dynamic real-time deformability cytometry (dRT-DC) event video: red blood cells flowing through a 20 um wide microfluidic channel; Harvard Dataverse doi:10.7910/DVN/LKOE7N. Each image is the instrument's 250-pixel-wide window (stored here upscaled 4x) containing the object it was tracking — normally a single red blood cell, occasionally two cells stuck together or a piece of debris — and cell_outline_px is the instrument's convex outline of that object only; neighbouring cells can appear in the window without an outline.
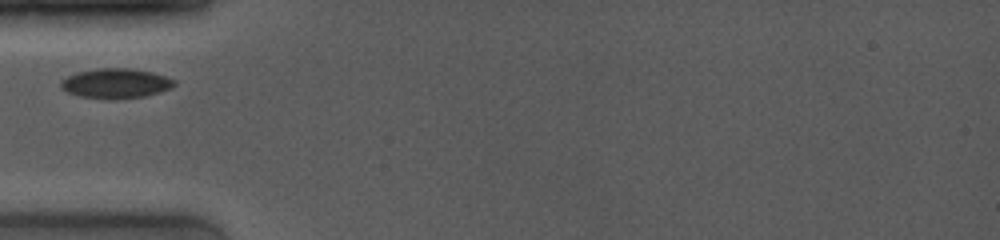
{"species": "common noctule bat (a hibernating species)", "species_latin": "Nyctalus noctula", "temperature_condition": "room temperature", "stored_images_in_passage": 3, "camera_frame_rate_fps": 4000, "um_per_image_px": 0.085, "animal": {"sex": "female", "body_mass_g": 19.0, "forearm_length_mm": 53.3}, "frame": {"image": 1, "passage_image": 1, "time_ms": 0.0, "image_size_px": [1000, 240], "cell_outline_px": [[176, 84], [168, 88], [144, 96], [80, 96], [68, 92], [60, 88], [60, 80], [76, 72], [96, 68], [132, 68], [152, 72], [176, 80]], "centroid_in_image_um": [9.8, 7.02], "position_along_channel_um": 75.2, "area_um2": 18.79}}